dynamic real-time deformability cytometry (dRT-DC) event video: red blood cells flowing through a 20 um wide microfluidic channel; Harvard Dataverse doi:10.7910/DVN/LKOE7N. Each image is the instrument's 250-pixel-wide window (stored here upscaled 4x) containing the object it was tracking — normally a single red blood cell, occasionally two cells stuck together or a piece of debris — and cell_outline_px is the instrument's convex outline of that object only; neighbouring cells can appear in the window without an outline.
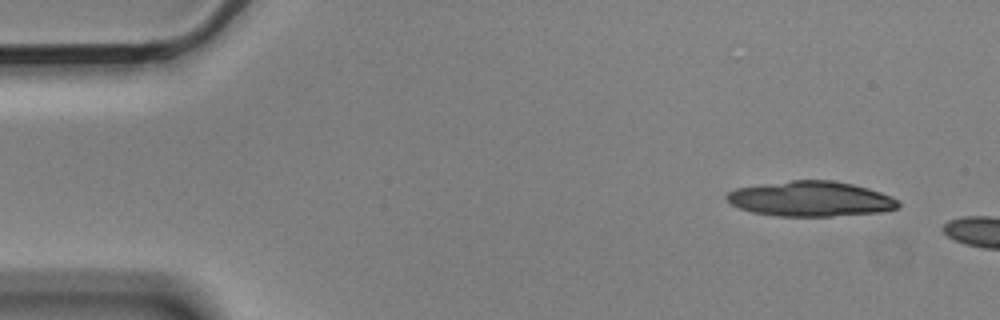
{"species": "Egyptian fruit bat (a non-hibernating species)", "species_latin": "Rousettus aegyptiacus", "temperature_condition": "cold", "stored_images_in_passage": 3, "camera_frame_rate_fps": 3000, "um_per_image_px": 0.085, "animal": {"sex": "male"}, "frame": {"image": 1, "passage_image": 1, "time_ms": 0.0, "image_size_px": [1000, 320], "cell_outline_px": [[900, 208], [884, 212], [832, 216], [776, 216], [752, 212], [740, 208], [732, 204], [724, 196], [728, 192], [736, 188], [760, 184], [792, 180], [832, 180], [852, 184], [868, 188], [892, 196], [900, 204]], "centroid_in_image_um": [68.93, 16.9], "position_along_channel_um": 16.1, "area_um2": 35.26}}